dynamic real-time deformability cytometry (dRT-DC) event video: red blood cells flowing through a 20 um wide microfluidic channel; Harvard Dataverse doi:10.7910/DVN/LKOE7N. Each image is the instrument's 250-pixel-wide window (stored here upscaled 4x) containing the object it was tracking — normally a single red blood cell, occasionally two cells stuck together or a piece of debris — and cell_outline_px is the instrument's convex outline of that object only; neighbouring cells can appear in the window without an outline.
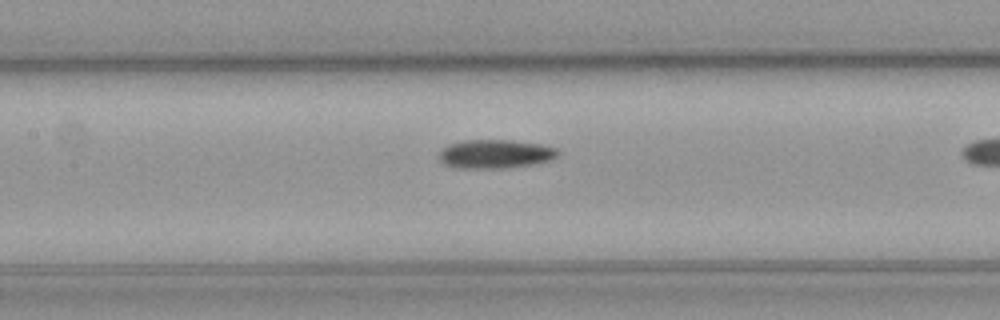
{"species": "common noctule bat (a hibernating species)", "species_latin": "Nyctalus noctula", "temperature_condition": "cold", "stored_images_in_passage": 7, "camera_frame_rate_fps": 3000, "um_per_image_px": 0.085, "animal": {"sex": "male", "body_mass_g": 23.1, "forearm_length_mm": 52.7}, "frame": {"image": 1, "passage_image": 6, "time_ms": 1.667, "image_size_px": [1000, 320], "cell_outline_px": [[560, 156], [548, 160], [528, 164], [504, 168], [452, 168], [444, 164], [440, 160], [440, 152], [448, 144], [464, 140], [512, 140], [540, 144], [556, 148], [560, 152]], "centroid_in_image_um": [42.08, 13.08], "position_along_channel_um": 165.3, "area_um2": 19.83}}